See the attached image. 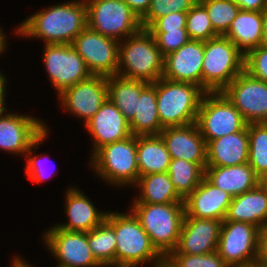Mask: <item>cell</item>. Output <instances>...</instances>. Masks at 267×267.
I'll use <instances>...</instances> for the list:
<instances>
[{"mask_svg":"<svg viewBox=\"0 0 267 267\" xmlns=\"http://www.w3.org/2000/svg\"><path fill=\"white\" fill-rule=\"evenodd\" d=\"M56 97L60 109L65 114L68 113V116L82 120L81 123L84 125L108 99L107 77L91 75L65 89Z\"/></svg>","mask_w":267,"mask_h":267,"instance_id":"4fadbf2b","label":"cell"},{"mask_svg":"<svg viewBox=\"0 0 267 267\" xmlns=\"http://www.w3.org/2000/svg\"><path fill=\"white\" fill-rule=\"evenodd\" d=\"M259 233L250 223L223 221L216 252L229 267H248L258 262Z\"/></svg>","mask_w":267,"mask_h":267,"instance_id":"7c38bea8","label":"cell"},{"mask_svg":"<svg viewBox=\"0 0 267 267\" xmlns=\"http://www.w3.org/2000/svg\"><path fill=\"white\" fill-rule=\"evenodd\" d=\"M222 222L185 214L177 248L170 254L204 255L216 252Z\"/></svg>","mask_w":267,"mask_h":267,"instance_id":"d6986e66","label":"cell"},{"mask_svg":"<svg viewBox=\"0 0 267 267\" xmlns=\"http://www.w3.org/2000/svg\"><path fill=\"white\" fill-rule=\"evenodd\" d=\"M51 127L49 125H46V131L31 145V147L28 149L25 155L26 165L24 166V172L27 179H29V182L31 181L35 185L45 183V181L51 179L54 176H57L56 169L54 170L55 166L50 154H47L45 152H42V154H39V148H41V145L43 143H46L45 141H48V138H50V130ZM38 154H37V153ZM53 163L54 167L48 168V163ZM47 165V166H46ZM51 168L53 171H50ZM47 169L48 172H47ZM50 171V172H49Z\"/></svg>","mask_w":267,"mask_h":267,"instance_id":"1f68e13d","label":"cell"},{"mask_svg":"<svg viewBox=\"0 0 267 267\" xmlns=\"http://www.w3.org/2000/svg\"><path fill=\"white\" fill-rule=\"evenodd\" d=\"M28 15L14 28V36L40 40L44 44H71L87 27V7L84 0H67L47 5Z\"/></svg>","mask_w":267,"mask_h":267,"instance_id":"6da1fadb","label":"cell"},{"mask_svg":"<svg viewBox=\"0 0 267 267\" xmlns=\"http://www.w3.org/2000/svg\"><path fill=\"white\" fill-rule=\"evenodd\" d=\"M92 75H117L119 41L92 30L88 26L71 43Z\"/></svg>","mask_w":267,"mask_h":267,"instance_id":"5bb4252c","label":"cell"},{"mask_svg":"<svg viewBox=\"0 0 267 267\" xmlns=\"http://www.w3.org/2000/svg\"><path fill=\"white\" fill-rule=\"evenodd\" d=\"M206 91L195 84L160 78L156 81V98L162 128L196 123L197 113Z\"/></svg>","mask_w":267,"mask_h":267,"instance_id":"8992f818","label":"cell"},{"mask_svg":"<svg viewBox=\"0 0 267 267\" xmlns=\"http://www.w3.org/2000/svg\"><path fill=\"white\" fill-rule=\"evenodd\" d=\"M82 127L91 139L88 159L102 146L132 135L129 122L109 98Z\"/></svg>","mask_w":267,"mask_h":267,"instance_id":"ac0fdd59","label":"cell"},{"mask_svg":"<svg viewBox=\"0 0 267 267\" xmlns=\"http://www.w3.org/2000/svg\"><path fill=\"white\" fill-rule=\"evenodd\" d=\"M248 163L260 178L267 173V123H249Z\"/></svg>","mask_w":267,"mask_h":267,"instance_id":"836d02e7","label":"cell"},{"mask_svg":"<svg viewBox=\"0 0 267 267\" xmlns=\"http://www.w3.org/2000/svg\"><path fill=\"white\" fill-rule=\"evenodd\" d=\"M245 56L227 37L204 41L202 88L222 92L243 70Z\"/></svg>","mask_w":267,"mask_h":267,"instance_id":"52a82bcc","label":"cell"},{"mask_svg":"<svg viewBox=\"0 0 267 267\" xmlns=\"http://www.w3.org/2000/svg\"><path fill=\"white\" fill-rule=\"evenodd\" d=\"M248 267H267V266L261 265L257 262V263H253V264L249 265Z\"/></svg>","mask_w":267,"mask_h":267,"instance_id":"f5cc1de1","label":"cell"},{"mask_svg":"<svg viewBox=\"0 0 267 267\" xmlns=\"http://www.w3.org/2000/svg\"><path fill=\"white\" fill-rule=\"evenodd\" d=\"M156 267H173L165 258Z\"/></svg>","mask_w":267,"mask_h":267,"instance_id":"816d5d0a","label":"cell"},{"mask_svg":"<svg viewBox=\"0 0 267 267\" xmlns=\"http://www.w3.org/2000/svg\"><path fill=\"white\" fill-rule=\"evenodd\" d=\"M128 208L149 235L153 246L166 258L178 245L185 215L184 202L129 203Z\"/></svg>","mask_w":267,"mask_h":267,"instance_id":"5b68a950","label":"cell"},{"mask_svg":"<svg viewBox=\"0 0 267 267\" xmlns=\"http://www.w3.org/2000/svg\"><path fill=\"white\" fill-rule=\"evenodd\" d=\"M85 3L87 26L103 36L120 42L142 28L140 18L123 0H91Z\"/></svg>","mask_w":267,"mask_h":267,"instance_id":"9c48e42d","label":"cell"},{"mask_svg":"<svg viewBox=\"0 0 267 267\" xmlns=\"http://www.w3.org/2000/svg\"><path fill=\"white\" fill-rule=\"evenodd\" d=\"M87 161V168L104 184L118 191L131 189L139 178L137 136L104 145Z\"/></svg>","mask_w":267,"mask_h":267,"instance_id":"3957f363","label":"cell"},{"mask_svg":"<svg viewBox=\"0 0 267 267\" xmlns=\"http://www.w3.org/2000/svg\"><path fill=\"white\" fill-rule=\"evenodd\" d=\"M164 56L152 34L144 28L119 42L117 75L154 83L162 78Z\"/></svg>","mask_w":267,"mask_h":267,"instance_id":"277c9868","label":"cell"},{"mask_svg":"<svg viewBox=\"0 0 267 267\" xmlns=\"http://www.w3.org/2000/svg\"><path fill=\"white\" fill-rule=\"evenodd\" d=\"M130 9L141 19L148 11L151 0H123Z\"/></svg>","mask_w":267,"mask_h":267,"instance_id":"ee69618b","label":"cell"},{"mask_svg":"<svg viewBox=\"0 0 267 267\" xmlns=\"http://www.w3.org/2000/svg\"><path fill=\"white\" fill-rule=\"evenodd\" d=\"M258 263L267 266V226L259 233Z\"/></svg>","mask_w":267,"mask_h":267,"instance_id":"7bdbcfd3","label":"cell"},{"mask_svg":"<svg viewBox=\"0 0 267 267\" xmlns=\"http://www.w3.org/2000/svg\"><path fill=\"white\" fill-rule=\"evenodd\" d=\"M3 27H4L3 25L0 26V57H2V55L4 57V55L6 54V51L9 52L8 49H10L9 42H8L9 40L7 39L8 36L6 35V33L8 32H6Z\"/></svg>","mask_w":267,"mask_h":267,"instance_id":"f6af8a7d","label":"cell"},{"mask_svg":"<svg viewBox=\"0 0 267 267\" xmlns=\"http://www.w3.org/2000/svg\"><path fill=\"white\" fill-rule=\"evenodd\" d=\"M139 176L168 172L171 156L159 135L137 136Z\"/></svg>","mask_w":267,"mask_h":267,"instance_id":"83f0119b","label":"cell"},{"mask_svg":"<svg viewBox=\"0 0 267 267\" xmlns=\"http://www.w3.org/2000/svg\"><path fill=\"white\" fill-rule=\"evenodd\" d=\"M263 15V25H262V39L261 47L267 48V8L262 11Z\"/></svg>","mask_w":267,"mask_h":267,"instance_id":"c3c4849f","label":"cell"},{"mask_svg":"<svg viewBox=\"0 0 267 267\" xmlns=\"http://www.w3.org/2000/svg\"><path fill=\"white\" fill-rule=\"evenodd\" d=\"M88 244L102 266H115L116 235L106 220L88 232Z\"/></svg>","mask_w":267,"mask_h":267,"instance_id":"d6a6232c","label":"cell"},{"mask_svg":"<svg viewBox=\"0 0 267 267\" xmlns=\"http://www.w3.org/2000/svg\"><path fill=\"white\" fill-rule=\"evenodd\" d=\"M186 30L190 40L207 41L219 36L213 30L208 13L200 2L187 12Z\"/></svg>","mask_w":267,"mask_h":267,"instance_id":"d590c367","label":"cell"},{"mask_svg":"<svg viewBox=\"0 0 267 267\" xmlns=\"http://www.w3.org/2000/svg\"><path fill=\"white\" fill-rule=\"evenodd\" d=\"M246 122L267 123V83L243 70L223 91Z\"/></svg>","mask_w":267,"mask_h":267,"instance_id":"2e32d148","label":"cell"},{"mask_svg":"<svg viewBox=\"0 0 267 267\" xmlns=\"http://www.w3.org/2000/svg\"><path fill=\"white\" fill-rule=\"evenodd\" d=\"M2 70L3 69L1 68L0 69V97H8L7 93L9 91L7 88L9 87L8 84L10 83L8 82L9 77H7L8 76L6 75L7 73H4Z\"/></svg>","mask_w":267,"mask_h":267,"instance_id":"7dc6e473","label":"cell"},{"mask_svg":"<svg viewBox=\"0 0 267 267\" xmlns=\"http://www.w3.org/2000/svg\"><path fill=\"white\" fill-rule=\"evenodd\" d=\"M160 136L166 144L171 159H184L206 169L207 143L196 123L163 128Z\"/></svg>","mask_w":267,"mask_h":267,"instance_id":"44dd1931","label":"cell"},{"mask_svg":"<svg viewBox=\"0 0 267 267\" xmlns=\"http://www.w3.org/2000/svg\"><path fill=\"white\" fill-rule=\"evenodd\" d=\"M187 12L169 13L158 18L147 30L148 31H179L186 28Z\"/></svg>","mask_w":267,"mask_h":267,"instance_id":"60d3db41","label":"cell"},{"mask_svg":"<svg viewBox=\"0 0 267 267\" xmlns=\"http://www.w3.org/2000/svg\"><path fill=\"white\" fill-rule=\"evenodd\" d=\"M205 178L232 197L259 185V177L249 163L236 166H206Z\"/></svg>","mask_w":267,"mask_h":267,"instance_id":"cb8c5ba5","label":"cell"},{"mask_svg":"<svg viewBox=\"0 0 267 267\" xmlns=\"http://www.w3.org/2000/svg\"><path fill=\"white\" fill-rule=\"evenodd\" d=\"M233 197L210 183L205 177L184 200L185 214L199 219L223 221Z\"/></svg>","mask_w":267,"mask_h":267,"instance_id":"7402d4cb","label":"cell"},{"mask_svg":"<svg viewBox=\"0 0 267 267\" xmlns=\"http://www.w3.org/2000/svg\"><path fill=\"white\" fill-rule=\"evenodd\" d=\"M108 98L130 123L136 114L141 92L150 84L114 75L107 77Z\"/></svg>","mask_w":267,"mask_h":267,"instance_id":"f1b7e54d","label":"cell"},{"mask_svg":"<svg viewBox=\"0 0 267 267\" xmlns=\"http://www.w3.org/2000/svg\"><path fill=\"white\" fill-rule=\"evenodd\" d=\"M196 124L208 144L217 139L246 130L248 123L222 92H206L202 98Z\"/></svg>","mask_w":267,"mask_h":267,"instance_id":"ba28073f","label":"cell"},{"mask_svg":"<svg viewBox=\"0 0 267 267\" xmlns=\"http://www.w3.org/2000/svg\"><path fill=\"white\" fill-rule=\"evenodd\" d=\"M232 1L240 7V10L262 12L265 8H267V0H232Z\"/></svg>","mask_w":267,"mask_h":267,"instance_id":"b9f144b4","label":"cell"},{"mask_svg":"<svg viewBox=\"0 0 267 267\" xmlns=\"http://www.w3.org/2000/svg\"><path fill=\"white\" fill-rule=\"evenodd\" d=\"M63 192H65L63 193L65 200L63 213L66 219L63 220L65 222L55 223L58 228L71 232L88 233L106 220L107 209L105 211L99 209L91 197L76 184L67 186Z\"/></svg>","mask_w":267,"mask_h":267,"instance_id":"e0dca14e","label":"cell"},{"mask_svg":"<svg viewBox=\"0 0 267 267\" xmlns=\"http://www.w3.org/2000/svg\"><path fill=\"white\" fill-rule=\"evenodd\" d=\"M248 129L211 140L207 144L206 166H236L248 163Z\"/></svg>","mask_w":267,"mask_h":267,"instance_id":"603a6c76","label":"cell"},{"mask_svg":"<svg viewBox=\"0 0 267 267\" xmlns=\"http://www.w3.org/2000/svg\"><path fill=\"white\" fill-rule=\"evenodd\" d=\"M135 194L131 203L167 204L184 202L173 187L168 172L139 176L132 187Z\"/></svg>","mask_w":267,"mask_h":267,"instance_id":"484cf974","label":"cell"},{"mask_svg":"<svg viewBox=\"0 0 267 267\" xmlns=\"http://www.w3.org/2000/svg\"><path fill=\"white\" fill-rule=\"evenodd\" d=\"M203 58L204 41L189 40L181 48L164 57L162 77L202 87Z\"/></svg>","mask_w":267,"mask_h":267,"instance_id":"ffe728a7","label":"cell"},{"mask_svg":"<svg viewBox=\"0 0 267 267\" xmlns=\"http://www.w3.org/2000/svg\"><path fill=\"white\" fill-rule=\"evenodd\" d=\"M206 9L213 30L224 36L230 29L240 7L232 0H201L199 1Z\"/></svg>","mask_w":267,"mask_h":267,"instance_id":"e575fe53","label":"cell"},{"mask_svg":"<svg viewBox=\"0 0 267 267\" xmlns=\"http://www.w3.org/2000/svg\"><path fill=\"white\" fill-rule=\"evenodd\" d=\"M15 256H12V259L10 260V267H35L34 264H30L26 258H23L24 256L20 254H14Z\"/></svg>","mask_w":267,"mask_h":267,"instance_id":"bcb514c9","label":"cell"},{"mask_svg":"<svg viewBox=\"0 0 267 267\" xmlns=\"http://www.w3.org/2000/svg\"><path fill=\"white\" fill-rule=\"evenodd\" d=\"M244 70L267 83V48L258 46L250 51L245 56Z\"/></svg>","mask_w":267,"mask_h":267,"instance_id":"ab89813d","label":"cell"},{"mask_svg":"<svg viewBox=\"0 0 267 267\" xmlns=\"http://www.w3.org/2000/svg\"><path fill=\"white\" fill-rule=\"evenodd\" d=\"M155 38L157 47L165 57L185 45L189 40L186 28L179 31H149Z\"/></svg>","mask_w":267,"mask_h":267,"instance_id":"f35d334b","label":"cell"},{"mask_svg":"<svg viewBox=\"0 0 267 267\" xmlns=\"http://www.w3.org/2000/svg\"><path fill=\"white\" fill-rule=\"evenodd\" d=\"M197 0H151L146 14L140 19L141 27L148 29L158 18L171 12H188Z\"/></svg>","mask_w":267,"mask_h":267,"instance_id":"8d00e7d4","label":"cell"},{"mask_svg":"<svg viewBox=\"0 0 267 267\" xmlns=\"http://www.w3.org/2000/svg\"><path fill=\"white\" fill-rule=\"evenodd\" d=\"M41 234L42 247L56 261L54 267H103L91 252L88 233L66 231L53 223Z\"/></svg>","mask_w":267,"mask_h":267,"instance_id":"30bf717a","label":"cell"},{"mask_svg":"<svg viewBox=\"0 0 267 267\" xmlns=\"http://www.w3.org/2000/svg\"><path fill=\"white\" fill-rule=\"evenodd\" d=\"M168 174L178 195L185 200L205 177V169L184 159H171Z\"/></svg>","mask_w":267,"mask_h":267,"instance_id":"4dcf8cb0","label":"cell"},{"mask_svg":"<svg viewBox=\"0 0 267 267\" xmlns=\"http://www.w3.org/2000/svg\"><path fill=\"white\" fill-rule=\"evenodd\" d=\"M223 221L245 222L264 228L267 226V192L258 185L233 197Z\"/></svg>","mask_w":267,"mask_h":267,"instance_id":"d4e9b609","label":"cell"},{"mask_svg":"<svg viewBox=\"0 0 267 267\" xmlns=\"http://www.w3.org/2000/svg\"><path fill=\"white\" fill-rule=\"evenodd\" d=\"M7 98L8 97H0V117L4 116L10 111L6 103Z\"/></svg>","mask_w":267,"mask_h":267,"instance_id":"681fc988","label":"cell"},{"mask_svg":"<svg viewBox=\"0 0 267 267\" xmlns=\"http://www.w3.org/2000/svg\"><path fill=\"white\" fill-rule=\"evenodd\" d=\"M42 52L44 71L56 96L92 75L71 44H44Z\"/></svg>","mask_w":267,"mask_h":267,"instance_id":"8fae6325","label":"cell"},{"mask_svg":"<svg viewBox=\"0 0 267 267\" xmlns=\"http://www.w3.org/2000/svg\"><path fill=\"white\" fill-rule=\"evenodd\" d=\"M259 185L267 192V173L259 178Z\"/></svg>","mask_w":267,"mask_h":267,"instance_id":"f907efd6","label":"cell"},{"mask_svg":"<svg viewBox=\"0 0 267 267\" xmlns=\"http://www.w3.org/2000/svg\"><path fill=\"white\" fill-rule=\"evenodd\" d=\"M9 111L0 117V151L25 157L31 145L46 131V122L33 114Z\"/></svg>","mask_w":267,"mask_h":267,"instance_id":"9a60e30c","label":"cell"},{"mask_svg":"<svg viewBox=\"0 0 267 267\" xmlns=\"http://www.w3.org/2000/svg\"><path fill=\"white\" fill-rule=\"evenodd\" d=\"M263 15L259 11L240 10L224 35L246 56L261 45Z\"/></svg>","mask_w":267,"mask_h":267,"instance_id":"4316f807","label":"cell"},{"mask_svg":"<svg viewBox=\"0 0 267 267\" xmlns=\"http://www.w3.org/2000/svg\"><path fill=\"white\" fill-rule=\"evenodd\" d=\"M129 125L134 136L159 135L163 130L157 109L156 82L141 92L135 117Z\"/></svg>","mask_w":267,"mask_h":267,"instance_id":"f546056e","label":"cell"},{"mask_svg":"<svg viewBox=\"0 0 267 267\" xmlns=\"http://www.w3.org/2000/svg\"><path fill=\"white\" fill-rule=\"evenodd\" d=\"M106 221L115 230L116 267H156L164 259L128 207L125 212L108 209Z\"/></svg>","mask_w":267,"mask_h":267,"instance_id":"7a4b0ae2","label":"cell"},{"mask_svg":"<svg viewBox=\"0 0 267 267\" xmlns=\"http://www.w3.org/2000/svg\"><path fill=\"white\" fill-rule=\"evenodd\" d=\"M165 259L173 267H229L217 252L204 255L169 254Z\"/></svg>","mask_w":267,"mask_h":267,"instance_id":"74e56055","label":"cell"}]
</instances>
